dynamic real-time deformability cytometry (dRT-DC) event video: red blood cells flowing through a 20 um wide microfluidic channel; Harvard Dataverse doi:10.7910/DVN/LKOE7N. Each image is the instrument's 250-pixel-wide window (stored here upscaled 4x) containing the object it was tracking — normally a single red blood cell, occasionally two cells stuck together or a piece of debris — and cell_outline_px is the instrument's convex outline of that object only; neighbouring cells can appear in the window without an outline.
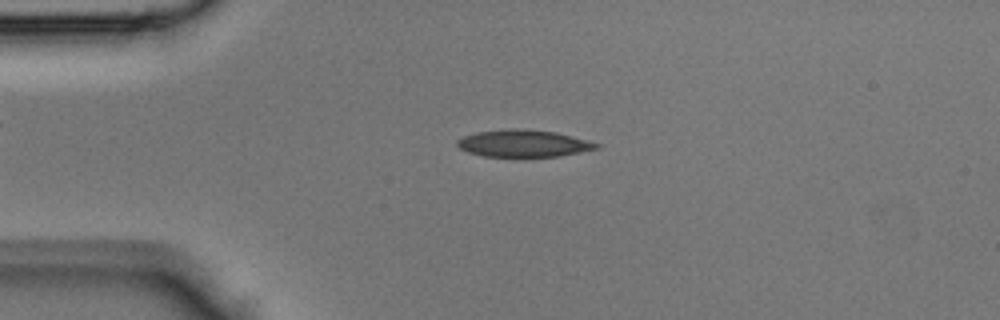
{"species": "Egyptian fruit bat (a non-hibernating species)", "species_latin": "Rousettus aegyptiacus", "temperature_condition": "room temperature", "stored_images_in_passage": 42, "camera_frame_rate_fps": 3000, "um_per_image_px": 0.085, "animal": {"sex": "male"}, "frame": {"image": 1, "passage_image": 9, "time_ms": 2.667, "image_size_px": [1000, 320], "cell_outline_px": [[600, 148], [560, 156], [484, 156], [468, 152], [460, 148], [456, 144], [456, 140], [464, 136], [476, 132], [508, 128], [524, 128], [556, 132], [588, 140], [600, 144]], "centroid_in_image_um": [44.5, 12.17], "position_along_channel_um": 40.5, "area_um2": 22.02}}
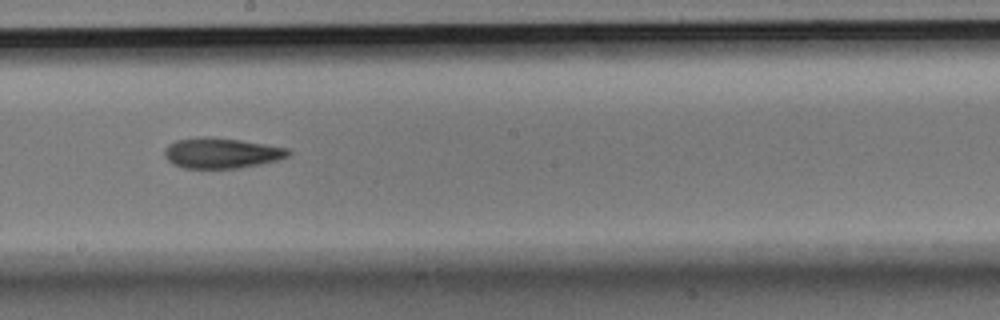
{"frame": {"image": 2, "passage_image": 23, "time_ms": 7.333, "image_size_px": [1000, 320], "cell_outline_px": [[292, 152], [288, 156], [276, 160], [260, 164], [240, 168], [184, 168], [172, 164], [164, 156], [164, 148], [168, 144], [176, 140], [196, 136], [204, 136], [240, 140], [288, 148]], "centroid_in_image_um": [18.78, 13.0], "position_along_channel_um": 229.4, "area_um2": 22.08}}
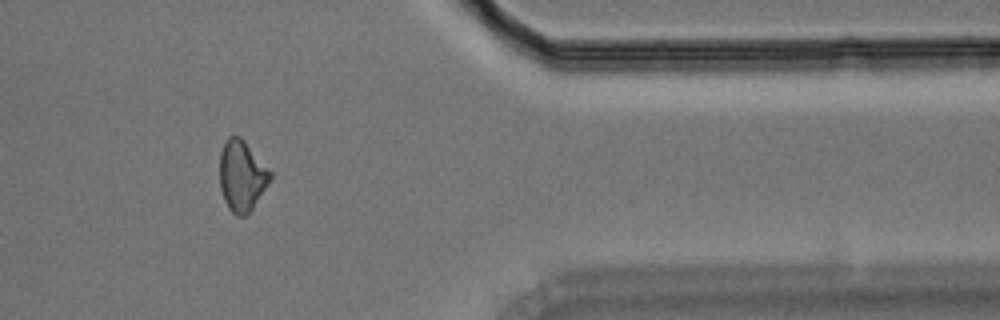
{"frame": {"image": 3, "passage_image": 35, "time_ms": 11.333, "image_size_px": [1000, 320], "cell_outline_px": [[272, 176], [268, 184], [252, 208], [244, 216], [236, 216], [228, 208], [224, 200], [220, 188], [220, 152], [224, 140], [228, 136], [240, 136], [244, 140], [272, 172]], "centroid_in_image_um": [20.54, 14.92], "position_along_channel_um": 390.9, "area_um2": 20.81}}